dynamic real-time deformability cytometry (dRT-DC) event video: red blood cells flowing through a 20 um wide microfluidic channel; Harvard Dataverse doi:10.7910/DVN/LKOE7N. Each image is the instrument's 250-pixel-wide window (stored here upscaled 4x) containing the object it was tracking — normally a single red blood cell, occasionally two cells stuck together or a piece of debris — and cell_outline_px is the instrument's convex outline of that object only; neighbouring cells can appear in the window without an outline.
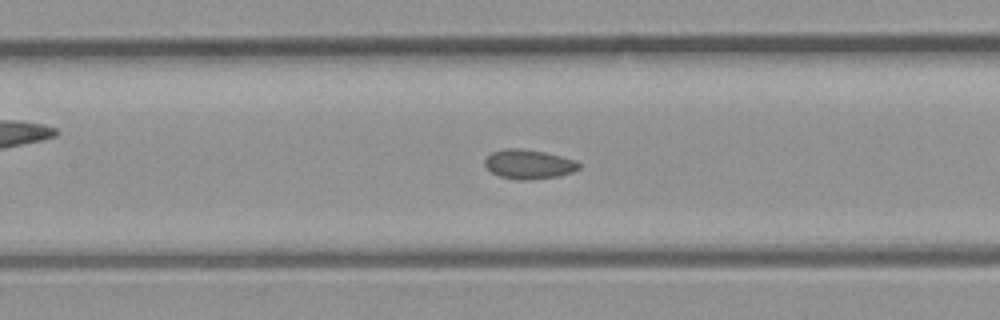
{"species": "common noctule bat (a hibernating species)", "species_latin": "Nyctalus noctula", "temperature_condition": "room temperature", "stored_images_in_passage": 36, "camera_frame_rate_fps": 3000, "um_per_image_px": 0.085, "animal": {"sex": "male", "body_mass_g": 23.1, "forearm_length_mm": 52.7}, "frame": {"image": 1, "passage_image": 16, "time_ms": 5.0, "image_size_px": [1000, 320], "cell_outline_px": [[580, 168], [572, 172], [556, 176], [532, 180], [516, 180], [500, 176], [492, 172], [484, 164], [484, 160], [492, 152], [504, 148], [520, 148], [544, 152], [576, 160], [580, 164]], "centroid_in_image_um": [44.93, 13.96], "position_along_channel_um": 162.5, "area_um2": 16.07}}